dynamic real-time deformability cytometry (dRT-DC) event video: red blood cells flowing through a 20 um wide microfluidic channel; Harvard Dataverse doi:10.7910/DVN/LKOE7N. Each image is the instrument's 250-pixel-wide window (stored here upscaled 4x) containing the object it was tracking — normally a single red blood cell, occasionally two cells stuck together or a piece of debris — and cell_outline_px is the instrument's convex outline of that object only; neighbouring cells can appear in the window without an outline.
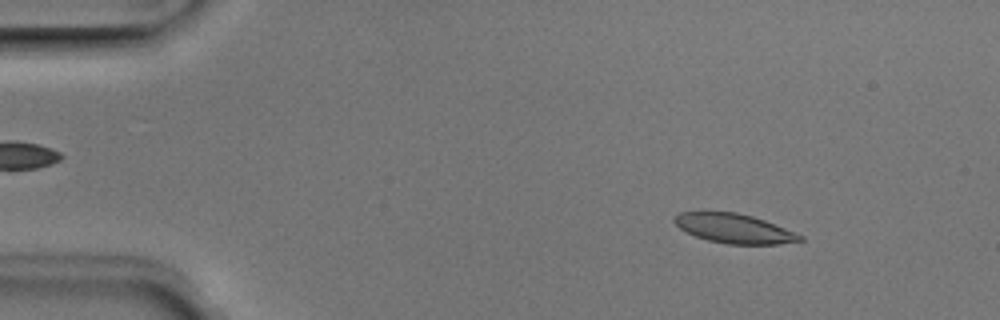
{"species": "Egyptian fruit bat (a non-hibernating species)", "species_latin": "Rousettus aegyptiacus", "temperature_condition": "room temperature", "stored_images_in_passage": 50, "camera_frame_rate_fps": 3000, "um_per_image_px": 0.085, "animal": {"sex": "male"}, "frame": {"image": 1, "passage_image": 6, "time_ms": 1.667, "image_size_px": [1000, 320], "cell_outline_px": [[804, 240], [780, 244], [728, 244], [708, 240], [696, 236], [680, 228], [672, 220], [680, 212], [736, 212], [752, 216], [764, 220], [804, 236]], "centroid_in_image_um": [62.42, 19.42], "position_along_channel_um": 22.6, "area_um2": 21.21}}
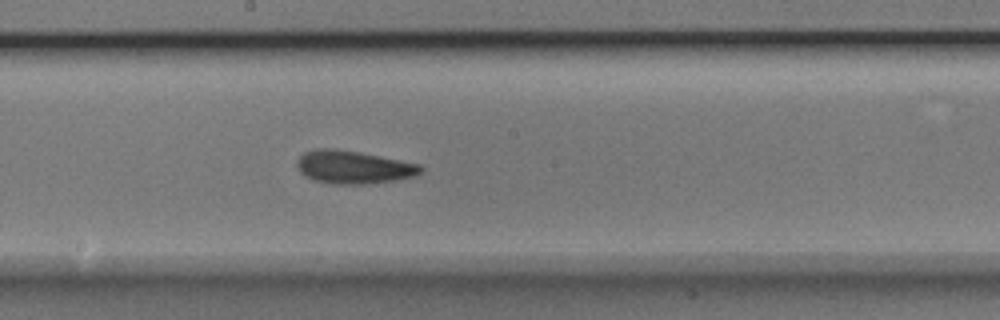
{"frame": {"image": 2, "passage_image": 27, "time_ms": 8.667, "image_size_px": [1000, 320], "cell_outline_px": [[424, 168], [416, 176], [396, 180], [364, 184], [332, 184], [312, 180], [304, 176], [300, 172], [296, 164], [296, 160], [304, 152], [316, 148], [332, 148], [360, 152], [420, 164]], "centroid_in_image_um": [30.01, 14.21], "position_along_channel_um": 218.2, "area_um2": 23.99}}
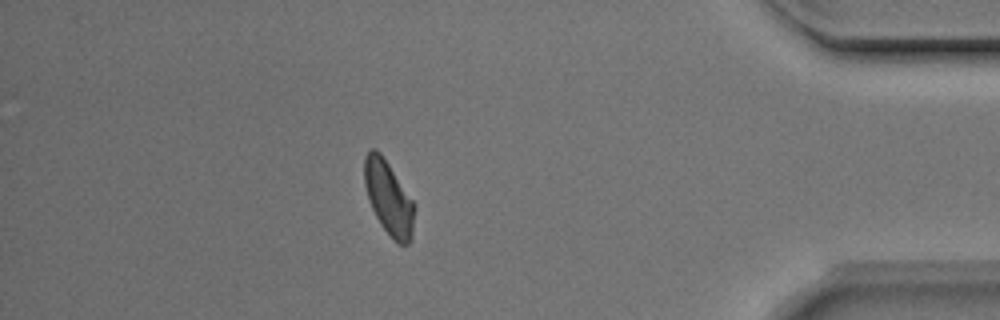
{"frame": {"image": 3, "passage_image": 44, "time_ms": 14.333, "image_size_px": [1000, 320], "cell_outline_px": [[416, 208], [412, 240], [408, 244], [396, 244], [380, 224], [368, 200], [364, 184], [364, 156], [372, 148], [376, 148], [380, 152], [416, 204]], "centroid_in_image_um": [33.06, 16.86], "position_along_channel_um": 402.1, "area_um2": 21.91}, "authors_computed_cell_mechanics": {"area_um2": 22.2241, "velocity_mm_per_s": 3.9585, "shape_relaxation_time_tau1_ms": 3.8921, "shape_relaxation_time_tau2_ms": 2.6748, "deformation_change_tau1": 0.1148, "deformation_change_tau2": 0.0737}}